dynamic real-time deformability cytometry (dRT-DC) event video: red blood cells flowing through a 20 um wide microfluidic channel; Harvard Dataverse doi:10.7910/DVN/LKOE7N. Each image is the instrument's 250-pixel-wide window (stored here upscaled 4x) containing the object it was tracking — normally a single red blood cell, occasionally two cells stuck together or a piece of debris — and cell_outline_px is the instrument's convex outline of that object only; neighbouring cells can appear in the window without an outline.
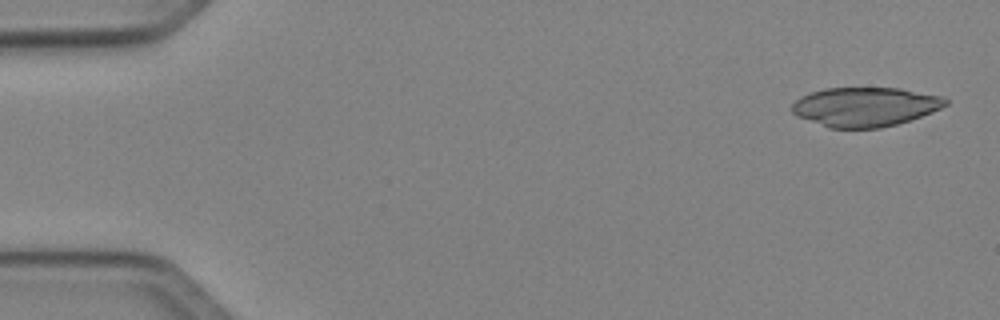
{"species": "Egyptian fruit bat (a non-hibernating species)", "species_latin": "Rousettus aegyptiacus", "temperature_condition": "cold", "stored_images_in_passage": 5, "camera_frame_rate_fps": 3000, "um_per_image_px": 0.085, "animal": {"sex": "female"}, "frame": {"image": 1, "passage_image": 1, "time_ms": 0.0, "image_size_px": [1000, 320], "cell_outline_px": [[948, 104], [932, 112], [896, 124], [880, 128], [828, 128], [796, 116], [792, 112], [792, 104], [800, 96], [824, 88], [900, 88], [940, 96], [948, 100]], "centroid_in_image_um": [73.5, 9.08], "position_along_channel_um": 11.5, "area_um2": 35.03}}